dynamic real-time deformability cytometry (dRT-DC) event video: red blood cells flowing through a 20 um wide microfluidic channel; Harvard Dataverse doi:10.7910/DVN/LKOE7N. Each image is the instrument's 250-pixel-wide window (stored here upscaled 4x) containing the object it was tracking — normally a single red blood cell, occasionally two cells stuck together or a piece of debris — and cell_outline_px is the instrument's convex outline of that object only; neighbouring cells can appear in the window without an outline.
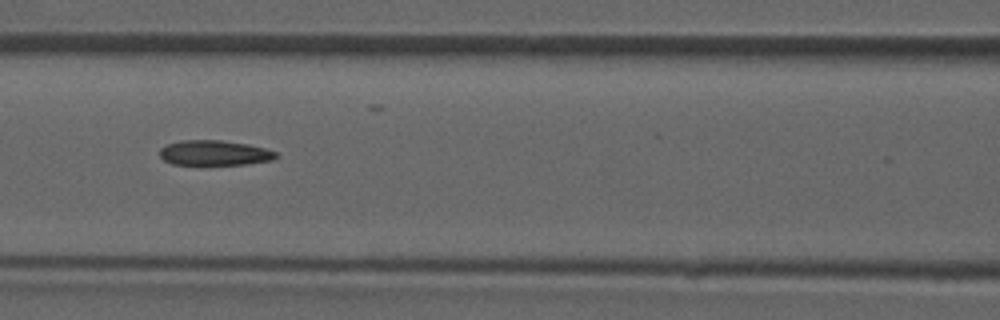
{"species": "common noctule bat (a hibernating species)", "species_latin": "Nyctalus noctula", "temperature_condition": "room temperature", "stored_images_in_passage": 39, "camera_frame_rate_fps": 3000, "um_per_image_px": 0.085, "animal": {"sex": "male", "forearm_length_mm": 52.5}, "frame": {"image": 1, "passage_image": 12, "time_ms": 3.667, "image_size_px": [1000, 320], "cell_outline_px": [[276, 156], [272, 160], [244, 164], [172, 164], [164, 160], [160, 156], [160, 148], [168, 144], [180, 140], [220, 140], [248, 144], [264, 148], [276, 152]], "centroid_in_image_um": [18.2, 12.98], "position_along_channel_um": 148.4, "area_um2": 16.76}}
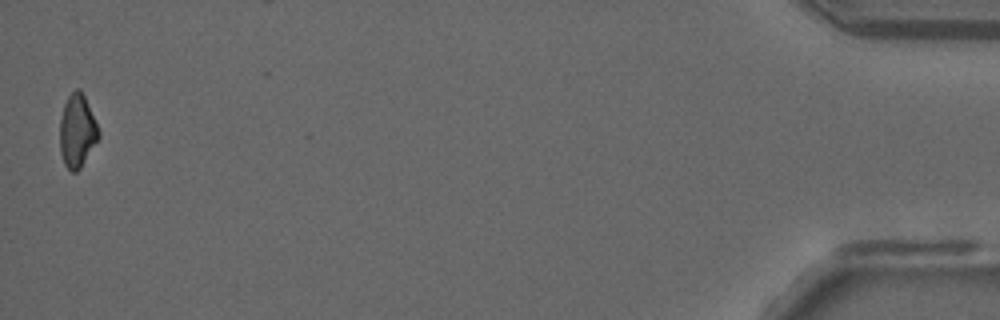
{"frame": {"image": 2, "passage_image": 39, "time_ms": 12.667, "image_size_px": [1000, 320], "cell_outline_px": [[100, 136], [80, 168], [76, 172], [72, 172], [64, 164], [60, 152], [60, 120], [64, 104], [68, 96], [76, 88], [80, 88], [84, 96], [100, 132]], "centroid_in_image_um": [6.55, 11.13], "position_along_channel_um": 428.7, "area_um2": 16.3}}